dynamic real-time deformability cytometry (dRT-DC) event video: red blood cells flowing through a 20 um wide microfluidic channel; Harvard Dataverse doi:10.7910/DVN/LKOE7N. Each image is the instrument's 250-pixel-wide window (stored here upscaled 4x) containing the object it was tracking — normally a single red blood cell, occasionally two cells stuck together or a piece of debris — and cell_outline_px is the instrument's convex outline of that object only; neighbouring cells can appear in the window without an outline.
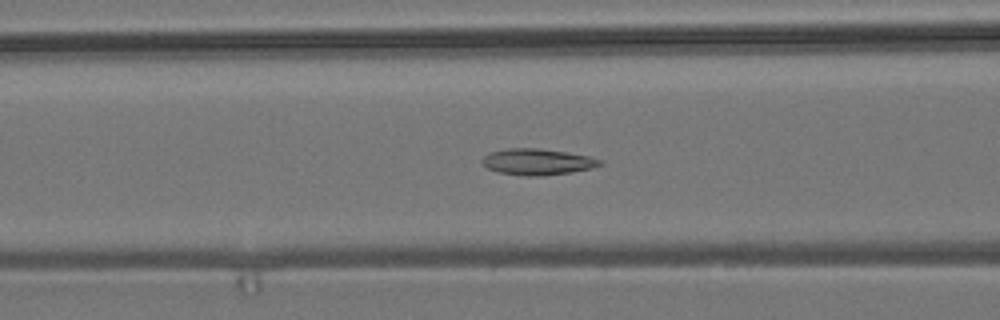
{"species": "common noctule bat (a hibernating species)", "species_latin": "Nyctalus noctula", "temperature_condition": "room temperature", "stored_images_in_passage": 40, "camera_frame_rate_fps": 3000, "um_per_image_px": 0.085, "animal": {"sex": "male", "body_mass_g": 19.2, "forearm_length_mm": 51.8}, "frame": {"image": 1, "passage_image": 6, "time_ms": 1.667, "image_size_px": [1000, 320], "cell_outline_px": [[604, 164], [592, 168], [572, 172], [540, 176], [528, 176], [496, 172], [488, 168], [480, 160], [488, 152], [508, 148], [540, 148], [588, 156], [604, 160]], "centroid_in_image_um": [45.68, 13.75], "position_along_channel_um": 120.9, "area_um2": 18.09}}
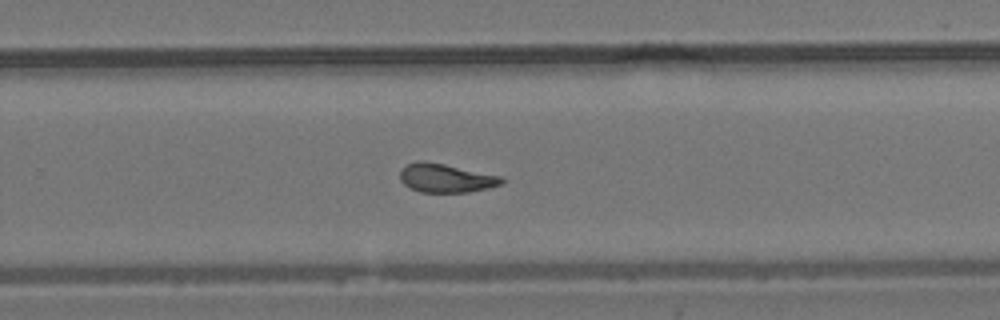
{"frame": {"image": 2, "passage_image": 20, "time_ms": 6.333, "image_size_px": [1000, 320], "cell_outline_px": [[504, 184], [488, 188], [468, 192], [420, 192], [404, 184], [400, 180], [400, 168], [408, 164], [420, 160], [424, 160], [444, 164], [500, 176], [504, 180]], "centroid_in_image_um": [37.88, 15.13], "position_along_channel_um": 291.9, "area_um2": 16.94}}
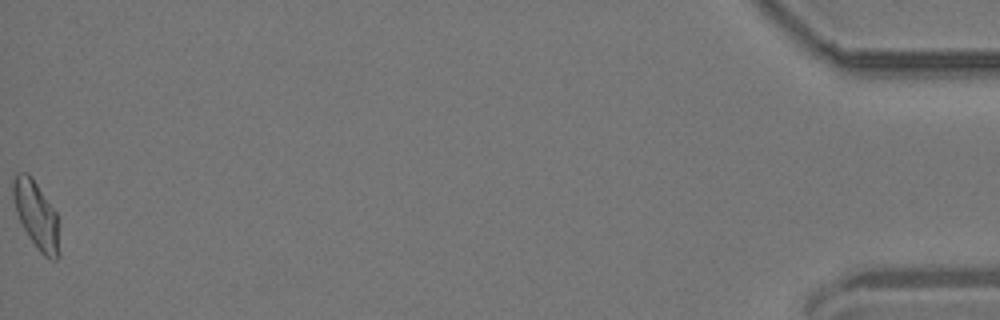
{"frame": {"image": 3, "passage_image": 40, "time_ms": 13.0, "image_size_px": [1000, 320], "cell_outline_px": [[60, 256], [56, 260], [48, 260], [36, 248], [28, 236], [16, 212], [12, 196], [12, 176], [16, 172], [28, 172], [32, 176], [56, 212]], "centroid_in_image_um": [3.07, 18.26], "position_along_channel_um": 432.1, "area_um2": 18.44}, "authors_computed_cell_mechanics": {"area_um2": 17.34, "velocity_mm_per_s": 3.6728, "shape_relaxation_time_tau1_ms": null, "shape_relaxation_time_tau2_ms": 1.974, "deformation_change_tau1": null, "deformation_change_tau2": 0.0785}}